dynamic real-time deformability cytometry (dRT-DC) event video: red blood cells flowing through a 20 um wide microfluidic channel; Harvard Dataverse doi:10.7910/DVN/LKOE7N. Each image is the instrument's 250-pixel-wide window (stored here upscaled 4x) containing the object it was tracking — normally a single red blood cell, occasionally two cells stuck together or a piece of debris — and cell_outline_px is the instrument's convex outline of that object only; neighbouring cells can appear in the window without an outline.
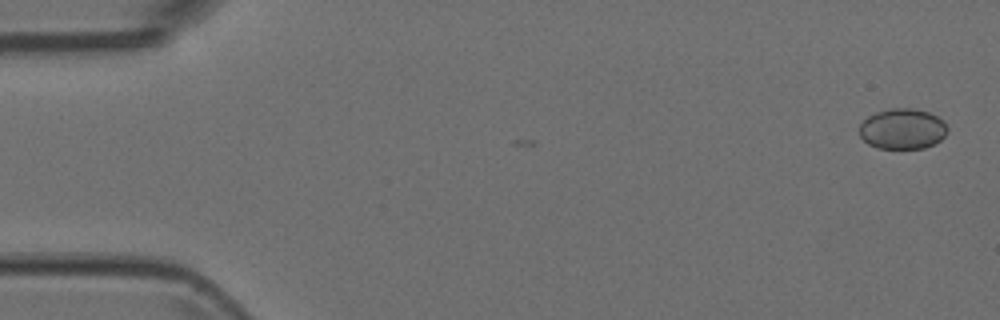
{"species": "Egyptian fruit bat (a non-hibernating species)", "species_latin": "Rousettus aegyptiacus", "temperature_condition": "room temperature", "stored_images_in_passage": 2, "camera_frame_rate_fps": 3000, "um_per_image_px": 0.085, "animal": {"sex": "female"}, "frame": {"image": 1, "passage_image": 2, "time_ms": 0.333, "image_size_px": [1000, 320], "cell_outline_px": [[948, 132], [940, 140], [924, 148], [876, 148], [868, 144], [860, 136], [860, 124], [868, 116], [876, 112], [888, 108], [912, 108], [928, 112], [944, 120], [948, 128]], "centroid_in_image_um": [76.71, 10.94], "position_along_channel_um": 8.3, "area_um2": 20.87}}